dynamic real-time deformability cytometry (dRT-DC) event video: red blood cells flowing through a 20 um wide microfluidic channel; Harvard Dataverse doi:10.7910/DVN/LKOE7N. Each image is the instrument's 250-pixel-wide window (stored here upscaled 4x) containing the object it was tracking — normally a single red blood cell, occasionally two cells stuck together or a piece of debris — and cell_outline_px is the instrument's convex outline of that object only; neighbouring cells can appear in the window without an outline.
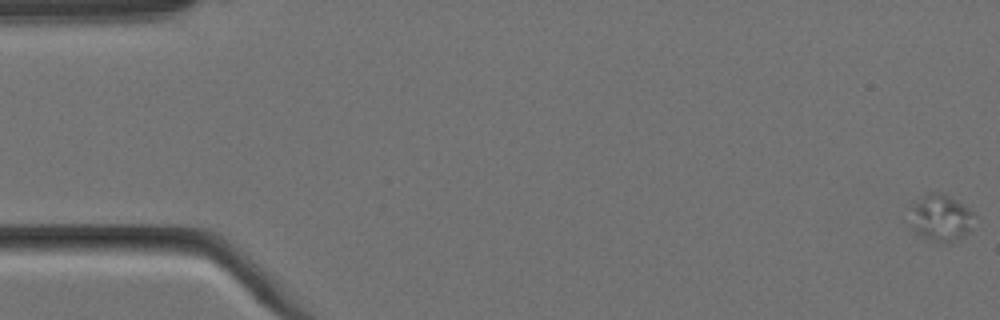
{"species": "Egyptian fruit bat (a non-hibernating species)", "species_latin": "Rousettus aegyptiacus", "temperature_condition": "cold", "stored_images_in_passage": 6, "camera_frame_rate_fps": 3000, "um_per_image_px": 0.085, "animal": {"sex": "female"}, "frame": {"image": 1, "passage_image": 1, "time_ms": 0.0, "image_size_px": [1000, 320], "cell_outline_px": [[976, 212], [972, 228], [956, 244], [940, 244], [928, 240], [916, 232], [912, 228], [912, 204], [928, 192], [944, 192]], "centroid_in_image_um": [80.04, 18.55], "position_along_channel_um": 5.0, "area_um2": 18.15}}
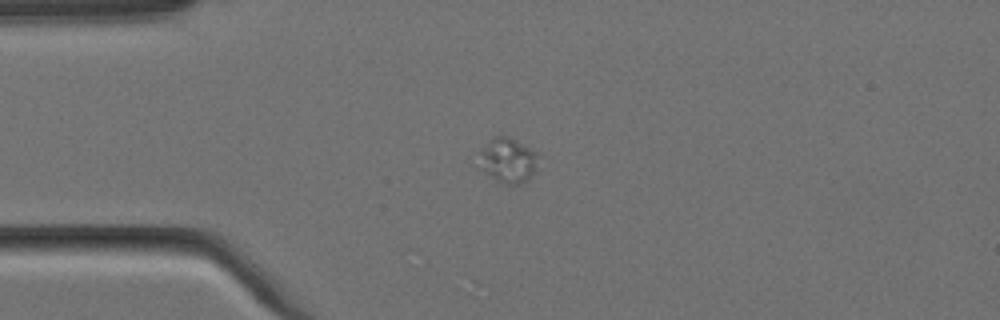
{"frame": {"image": 2, "passage_image": 5, "time_ms": 1.333, "image_size_px": [1000, 320], "cell_outline_px": [[540, 152], [536, 168], [528, 180], [520, 184], [504, 184], [496, 180], [484, 172], [480, 168], [480, 152], [492, 136], [508, 136]], "centroid_in_image_um": [43.21, 13.62], "position_along_channel_um": 41.8, "area_um2": 15.66}}